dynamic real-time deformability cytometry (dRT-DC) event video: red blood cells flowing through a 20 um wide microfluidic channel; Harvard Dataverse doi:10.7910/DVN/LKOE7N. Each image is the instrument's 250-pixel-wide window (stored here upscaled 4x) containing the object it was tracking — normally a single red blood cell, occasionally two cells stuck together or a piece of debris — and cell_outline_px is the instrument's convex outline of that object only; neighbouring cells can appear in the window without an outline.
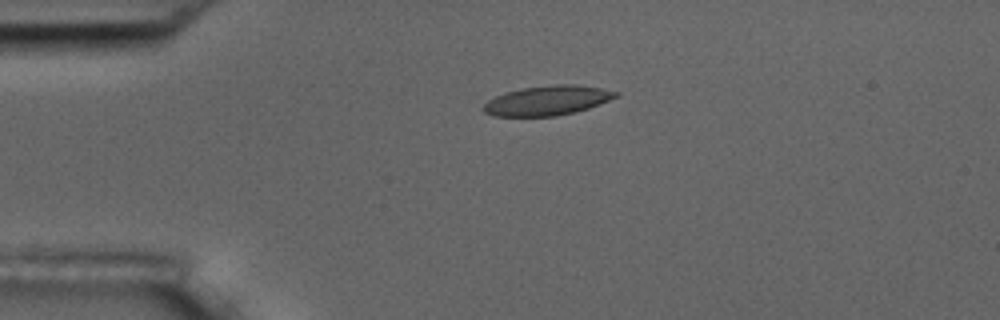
{"species": "common noctule bat (a hibernating species)", "species_latin": "Nyctalus noctula", "temperature_condition": "room temperature", "stored_images_in_passage": 2, "camera_frame_rate_fps": 3000, "um_per_image_px": 0.085, "animal": {"sex": "male", "body_mass_g": 17.5, "forearm_length_mm": 52.3}, "frame": {"image": 1, "passage_image": 1, "time_ms": 0.0, "image_size_px": [1000, 320], "cell_outline_px": [[620, 96], [588, 108], [556, 116], [492, 116], [484, 112], [480, 108], [488, 100], [496, 96], [508, 92], [524, 88], [556, 84], [576, 84], [600, 88], [620, 92]], "centroid_in_image_um": [46.53, 8.54], "position_along_channel_um": 38.5, "area_um2": 22.72}}